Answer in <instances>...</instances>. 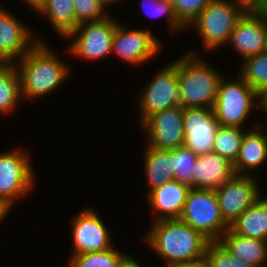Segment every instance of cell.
<instances>
[{"label":"cell","instance_id":"1","mask_svg":"<svg viewBox=\"0 0 267 267\" xmlns=\"http://www.w3.org/2000/svg\"><path fill=\"white\" fill-rule=\"evenodd\" d=\"M146 237L149 246L155 249L167 265L204 259L210 242L180 218L156 220Z\"/></svg>","mask_w":267,"mask_h":267},{"label":"cell","instance_id":"2","mask_svg":"<svg viewBox=\"0 0 267 267\" xmlns=\"http://www.w3.org/2000/svg\"><path fill=\"white\" fill-rule=\"evenodd\" d=\"M18 61L21 96L30 99L42 97L59 87L69 71L67 65L40 40L35 41L33 47Z\"/></svg>","mask_w":267,"mask_h":267},{"label":"cell","instance_id":"3","mask_svg":"<svg viewBox=\"0 0 267 267\" xmlns=\"http://www.w3.org/2000/svg\"><path fill=\"white\" fill-rule=\"evenodd\" d=\"M192 53L178 59L180 105L213 108L223 77Z\"/></svg>","mask_w":267,"mask_h":267},{"label":"cell","instance_id":"4","mask_svg":"<svg viewBox=\"0 0 267 267\" xmlns=\"http://www.w3.org/2000/svg\"><path fill=\"white\" fill-rule=\"evenodd\" d=\"M180 219L210 241H218L229 229L224 221L215 190L191 188Z\"/></svg>","mask_w":267,"mask_h":267},{"label":"cell","instance_id":"5","mask_svg":"<svg viewBox=\"0 0 267 267\" xmlns=\"http://www.w3.org/2000/svg\"><path fill=\"white\" fill-rule=\"evenodd\" d=\"M228 0H211L191 23L196 26L206 49H216L228 43L236 23L246 12Z\"/></svg>","mask_w":267,"mask_h":267},{"label":"cell","instance_id":"6","mask_svg":"<svg viewBox=\"0 0 267 267\" xmlns=\"http://www.w3.org/2000/svg\"><path fill=\"white\" fill-rule=\"evenodd\" d=\"M258 93L240 76L235 81L219 82L217 96L213 105L215 118L220 126L242 128L251 112Z\"/></svg>","mask_w":267,"mask_h":267},{"label":"cell","instance_id":"7","mask_svg":"<svg viewBox=\"0 0 267 267\" xmlns=\"http://www.w3.org/2000/svg\"><path fill=\"white\" fill-rule=\"evenodd\" d=\"M28 152L16 149L0 154V201L8 208L13 200L27 194L33 185V171Z\"/></svg>","mask_w":267,"mask_h":267},{"label":"cell","instance_id":"8","mask_svg":"<svg viewBox=\"0 0 267 267\" xmlns=\"http://www.w3.org/2000/svg\"><path fill=\"white\" fill-rule=\"evenodd\" d=\"M108 16L100 21L85 22L67 37L73 39L69 52L83 59L95 60L112 53V40L117 26ZM87 24V25H86Z\"/></svg>","mask_w":267,"mask_h":267},{"label":"cell","instance_id":"9","mask_svg":"<svg viewBox=\"0 0 267 267\" xmlns=\"http://www.w3.org/2000/svg\"><path fill=\"white\" fill-rule=\"evenodd\" d=\"M141 93V124L156 112L180 105L178 60L163 68Z\"/></svg>","mask_w":267,"mask_h":267},{"label":"cell","instance_id":"10","mask_svg":"<svg viewBox=\"0 0 267 267\" xmlns=\"http://www.w3.org/2000/svg\"><path fill=\"white\" fill-rule=\"evenodd\" d=\"M149 146L157 149L173 150L184 146L183 107L159 111L149 116L143 123Z\"/></svg>","mask_w":267,"mask_h":267},{"label":"cell","instance_id":"11","mask_svg":"<svg viewBox=\"0 0 267 267\" xmlns=\"http://www.w3.org/2000/svg\"><path fill=\"white\" fill-rule=\"evenodd\" d=\"M251 175H234L215 190L224 221L230 226L259 197L260 190Z\"/></svg>","mask_w":267,"mask_h":267},{"label":"cell","instance_id":"12","mask_svg":"<svg viewBox=\"0 0 267 267\" xmlns=\"http://www.w3.org/2000/svg\"><path fill=\"white\" fill-rule=\"evenodd\" d=\"M218 126L213 108H183L184 147L197 155L212 152Z\"/></svg>","mask_w":267,"mask_h":267},{"label":"cell","instance_id":"13","mask_svg":"<svg viewBox=\"0 0 267 267\" xmlns=\"http://www.w3.org/2000/svg\"><path fill=\"white\" fill-rule=\"evenodd\" d=\"M160 42L148 30H127L117 23L112 40V53L129 64H141L158 53Z\"/></svg>","mask_w":267,"mask_h":267},{"label":"cell","instance_id":"14","mask_svg":"<svg viewBox=\"0 0 267 267\" xmlns=\"http://www.w3.org/2000/svg\"><path fill=\"white\" fill-rule=\"evenodd\" d=\"M97 213L85 209L73 219L74 254L104 251L112 246L110 233Z\"/></svg>","mask_w":267,"mask_h":267},{"label":"cell","instance_id":"15","mask_svg":"<svg viewBox=\"0 0 267 267\" xmlns=\"http://www.w3.org/2000/svg\"><path fill=\"white\" fill-rule=\"evenodd\" d=\"M242 59L267 50V23L254 11H246L238 20L229 41Z\"/></svg>","mask_w":267,"mask_h":267},{"label":"cell","instance_id":"16","mask_svg":"<svg viewBox=\"0 0 267 267\" xmlns=\"http://www.w3.org/2000/svg\"><path fill=\"white\" fill-rule=\"evenodd\" d=\"M30 37L28 27L0 8V60L4 64H12L15 58L16 61L21 59L33 47L35 43L28 44Z\"/></svg>","mask_w":267,"mask_h":267},{"label":"cell","instance_id":"17","mask_svg":"<svg viewBox=\"0 0 267 267\" xmlns=\"http://www.w3.org/2000/svg\"><path fill=\"white\" fill-rule=\"evenodd\" d=\"M192 173L193 188L212 190L235 175L233 164L213 151L197 156Z\"/></svg>","mask_w":267,"mask_h":267},{"label":"cell","instance_id":"18","mask_svg":"<svg viewBox=\"0 0 267 267\" xmlns=\"http://www.w3.org/2000/svg\"><path fill=\"white\" fill-rule=\"evenodd\" d=\"M191 187L172 180L148 193L150 207L163 215L157 220L179 219Z\"/></svg>","mask_w":267,"mask_h":267},{"label":"cell","instance_id":"19","mask_svg":"<svg viewBox=\"0 0 267 267\" xmlns=\"http://www.w3.org/2000/svg\"><path fill=\"white\" fill-rule=\"evenodd\" d=\"M232 255L250 267H264L267 260V241L249 238L228 229L218 240Z\"/></svg>","mask_w":267,"mask_h":267},{"label":"cell","instance_id":"20","mask_svg":"<svg viewBox=\"0 0 267 267\" xmlns=\"http://www.w3.org/2000/svg\"><path fill=\"white\" fill-rule=\"evenodd\" d=\"M258 127L244 133L238 157L233 164L235 175L246 176V169L257 168L267 159V135L262 134Z\"/></svg>","mask_w":267,"mask_h":267},{"label":"cell","instance_id":"21","mask_svg":"<svg viewBox=\"0 0 267 267\" xmlns=\"http://www.w3.org/2000/svg\"><path fill=\"white\" fill-rule=\"evenodd\" d=\"M236 234L267 241V198H258L230 226Z\"/></svg>","mask_w":267,"mask_h":267},{"label":"cell","instance_id":"22","mask_svg":"<svg viewBox=\"0 0 267 267\" xmlns=\"http://www.w3.org/2000/svg\"><path fill=\"white\" fill-rule=\"evenodd\" d=\"M146 147L144 164L150 193L165 183L175 180L174 160L171 150L157 149L149 145Z\"/></svg>","mask_w":267,"mask_h":267},{"label":"cell","instance_id":"23","mask_svg":"<svg viewBox=\"0 0 267 267\" xmlns=\"http://www.w3.org/2000/svg\"><path fill=\"white\" fill-rule=\"evenodd\" d=\"M47 15L58 34L67 37L77 27L73 0H43L35 9Z\"/></svg>","mask_w":267,"mask_h":267},{"label":"cell","instance_id":"24","mask_svg":"<svg viewBox=\"0 0 267 267\" xmlns=\"http://www.w3.org/2000/svg\"><path fill=\"white\" fill-rule=\"evenodd\" d=\"M17 67V64H3L0 67V113H9L20 100L21 80Z\"/></svg>","mask_w":267,"mask_h":267},{"label":"cell","instance_id":"25","mask_svg":"<svg viewBox=\"0 0 267 267\" xmlns=\"http://www.w3.org/2000/svg\"><path fill=\"white\" fill-rule=\"evenodd\" d=\"M244 133L245 131L242 128L219 125L212 151L234 164L239 154Z\"/></svg>","mask_w":267,"mask_h":267},{"label":"cell","instance_id":"26","mask_svg":"<svg viewBox=\"0 0 267 267\" xmlns=\"http://www.w3.org/2000/svg\"><path fill=\"white\" fill-rule=\"evenodd\" d=\"M70 267H122L129 255L121 254L112 247L104 251L73 254Z\"/></svg>","mask_w":267,"mask_h":267},{"label":"cell","instance_id":"27","mask_svg":"<svg viewBox=\"0 0 267 267\" xmlns=\"http://www.w3.org/2000/svg\"><path fill=\"white\" fill-rule=\"evenodd\" d=\"M239 74L257 93L267 87V51L243 61Z\"/></svg>","mask_w":267,"mask_h":267},{"label":"cell","instance_id":"28","mask_svg":"<svg viewBox=\"0 0 267 267\" xmlns=\"http://www.w3.org/2000/svg\"><path fill=\"white\" fill-rule=\"evenodd\" d=\"M175 172V180L188 184L193 188V168L196 163L197 154L183 147L171 150Z\"/></svg>","mask_w":267,"mask_h":267},{"label":"cell","instance_id":"29","mask_svg":"<svg viewBox=\"0 0 267 267\" xmlns=\"http://www.w3.org/2000/svg\"><path fill=\"white\" fill-rule=\"evenodd\" d=\"M206 267H250L232 255L219 241H210L204 256Z\"/></svg>","mask_w":267,"mask_h":267},{"label":"cell","instance_id":"30","mask_svg":"<svg viewBox=\"0 0 267 267\" xmlns=\"http://www.w3.org/2000/svg\"><path fill=\"white\" fill-rule=\"evenodd\" d=\"M178 21L190 25L211 0H170Z\"/></svg>","mask_w":267,"mask_h":267},{"label":"cell","instance_id":"31","mask_svg":"<svg viewBox=\"0 0 267 267\" xmlns=\"http://www.w3.org/2000/svg\"><path fill=\"white\" fill-rule=\"evenodd\" d=\"M76 21L80 25L85 22L100 21L107 17L105 7L99 0H73Z\"/></svg>","mask_w":267,"mask_h":267},{"label":"cell","instance_id":"32","mask_svg":"<svg viewBox=\"0 0 267 267\" xmlns=\"http://www.w3.org/2000/svg\"><path fill=\"white\" fill-rule=\"evenodd\" d=\"M149 1V5L150 7L148 8L147 4L145 3V0H142V7L144 10H146V8H148V12L147 13L149 16L152 17H159L161 15H167L166 17L170 26L174 29H181L184 26L178 21L174 9H173V5L171 3L170 0H148ZM147 6V7H146Z\"/></svg>","mask_w":267,"mask_h":267},{"label":"cell","instance_id":"33","mask_svg":"<svg viewBox=\"0 0 267 267\" xmlns=\"http://www.w3.org/2000/svg\"><path fill=\"white\" fill-rule=\"evenodd\" d=\"M241 6L245 11H255L261 4L262 0H233V2Z\"/></svg>","mask_w":267,"mask_h":267},{"label":"cell","instance_id":"34","mask_svg":"<svg viewBox=\"0 0 267 267\" xmlns=\"http://www.w3.org/2000/svg\"><path fill=\"white\" fill-rule=\"evenodd\" d=\"M166 267H206V262L205 259H199L192 262L170 264Z\"/></svg>","mask_w":267,"mask_h":267},{"label":"cell","instance_id":"35","mask_svg":"<svg viewBox=\"0 0 267 267\" xmlns=\"http://www.w3.org/2000/svg\"><path fill=\"white\" fill-rule=\"evenodd\" d=\"M254 12L267 23V0H262Z\"/></svg>","mask_w":267,"mask_h":267},{"label":"cell","instance_id":"36","mask_svg":"<svg viewBox=\"0 0 267 267\" xmlns=\"http://www.w3.org/2000/svg\"><path fill=\"white\" fill-rule=\"evenodd\" d=\"M258 104L262 110H265L267 114V87L264 88L261 92L258 93Z\"/></svg>","mask_w":267,"mask_h":267},{"label":"cell","instance_id":"37","mask_svg":"<svg viewBox=\"0 0 267 267\" xmlns=\"http://www.w3.org/2000/svg\"><path fill=\"white\" fill-rule=\"evenodd\" d=\"M122 267H141L140 264L130 256L128 260L122 265Z\"/></svg>","mask_w":267,"mask_h":267},{"label":"cell","instance_id":"38","mask_svg":"<svg viewBox=\"0 0 267 267\" xmlns=\"http://www.w3.org/2000/svg\"><path fill=\"white\" fill-rule=\"evenodd\" d=\"M8 211L9 208L2 201H0V222L3 218H5L6 214H8Z\"/></svg>","mask_w":267,"mask_h":267},{"label":"cell","instance_id":"39","mask_svg":"<svg viewBox=\"0 0 267 267\" xmlns=\"http://www.w3.org/2000/svg\"><path fill=\"white\" fill-rule=\"evenodd\" d=\"M27 5L31 6V9H36L43 0H25Z\"/></svg>","mask_w":267,"mask_h":267},{"label":"cell","instance_id":"40","mask_svg":"<svg viewBox=\"0 0 267 267\" xmlns=\"http://www.w3.org/2000/svg\"><path fill=\"white\" fill-rule=\"evenodd\" d=\"M101 4L106 7L109 3L111 4L112 2L118 1V0H99Z\"/></svg>","mask_w":267,"mask_h":267},{"label":"cell","instance_id":"41","mask_svg":"<svg viewBox=\"0 0 267 267\" xmlns=\"http://www.w3.org/2000/svg\"><path fill=\"white\" fill-rule=\"evenodd\" d=\"M4 63L0 60V67L3 65Z\"/></svg>","mask_w":267,"mask_h":267}]
</instances>
